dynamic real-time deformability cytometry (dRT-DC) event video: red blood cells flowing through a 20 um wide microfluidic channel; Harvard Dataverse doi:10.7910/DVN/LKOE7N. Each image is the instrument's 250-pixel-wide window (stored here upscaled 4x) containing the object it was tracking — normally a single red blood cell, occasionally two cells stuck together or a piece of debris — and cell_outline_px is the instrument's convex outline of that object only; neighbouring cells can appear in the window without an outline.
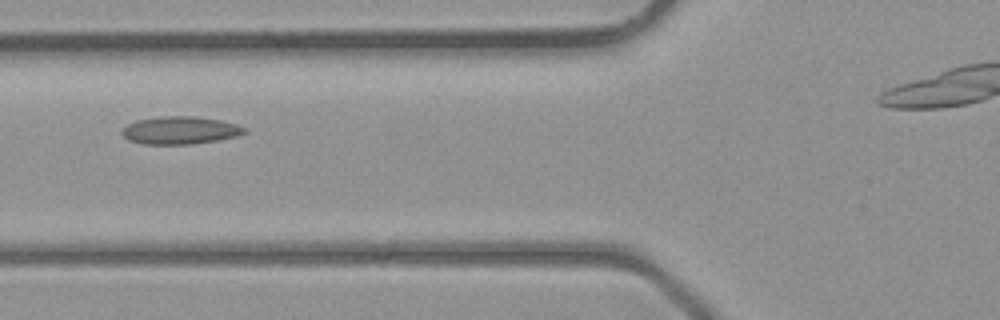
{"species": "common noctule bat (a hibernating species)", "species_latin": "Nyctalus noctula", "temperature_condition": "room temperature", "stored_images_in_passage": 5, "segment_of_instrument_passage": [1, 2], "camera_frame_rate_fps": 3000, "um_per_image_px": 0.085, "animal": {"sex": "male", "body_mass_g": 23.1, "forearm_length_mm": 52.7}, "frame": {"image": 1, "passage_image": 4, "time_ms": 3.333, "image_size_px": [1000, 320], "cell_outline_px": [[248, 132], [236, 136], [216, 140], [192, 144], [144, 144], [128, 140], [120, 132], [128, 124], [136, 120], [160, 116], [196, 116], [220, 120], [236, 124], [248, 128]], "centroid_in_image_um": [15.32, 11.07], "position_along_channel_um": 110.5, "area_um2": 19.83}}